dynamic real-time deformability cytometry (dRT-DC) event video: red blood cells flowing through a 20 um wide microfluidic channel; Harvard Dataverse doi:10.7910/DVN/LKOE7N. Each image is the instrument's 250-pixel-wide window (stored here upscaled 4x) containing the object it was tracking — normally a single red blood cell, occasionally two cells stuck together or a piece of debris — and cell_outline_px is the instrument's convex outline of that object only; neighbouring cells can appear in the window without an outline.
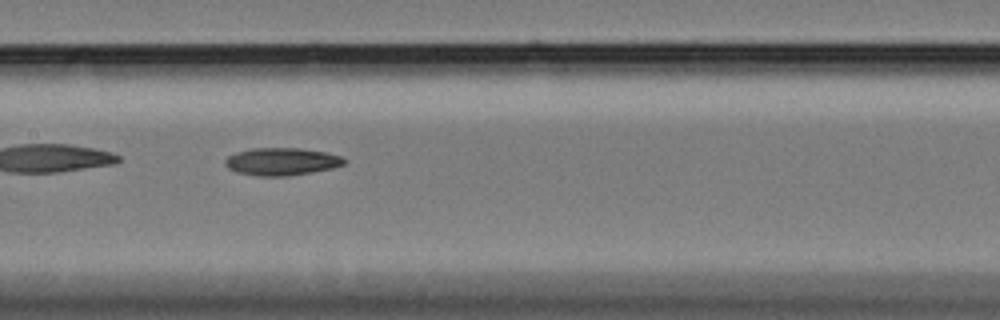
{"species": "Egyptian fruit bat (a non-hibernating species)", "species_latin": "Rousettus aegyptiacus", "temperature_condition": "cold", "stored_images_in_passage": 25, "camera_frame_rate_fps": 3000, "um_per_image_px": 0.085, "animal": {"sex": "female"}, "frame": {"image": 1, "passage_image": 11, "time_ms": 3.333, "image_size_px": [1000, 320], "cell_outline_px": [[348, 160], [344, 164], [332, 168], [312, 172], [288, 176], [260, 176], [236, 172], [228, 168], [224, 164], [224, 160], [228, 156], [236, 152], [252, 148], [300, 148], [324, 152], [340, 156]], "centroid_in_image_um": [23.92, 13.73], "position_along_channel_um": 183.5, "area_um2": 19.13}}
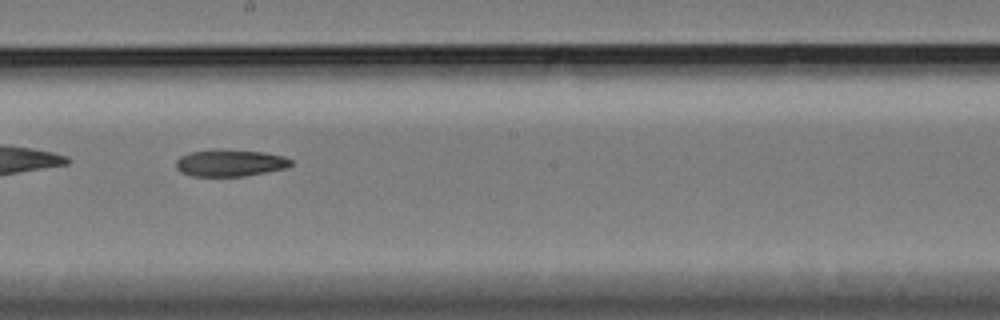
{"frame": {"image": 2, "passage_image": 15, "time_ms": 4.667, "image_size_px": [1000, 320], "cell_outline_px": [[292, 164], [284, 168], [244, 176], [192, 176], [180, 172], [176, 168], [176, 160], [180, 156], [192, 152], [212, 148], [220, 148], [264, 152], [284, 156], [292, 160]], "centroid_in_image_um": [19.51, 13.83], "position_along_channel_um": 228.7, "area_um2": 18.21}}
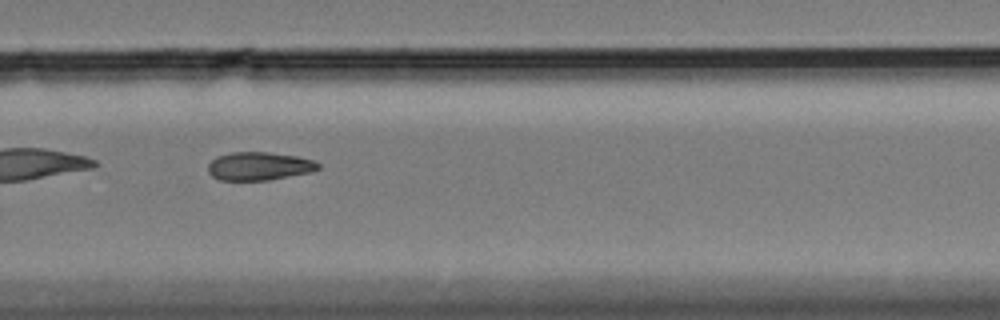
{"frame": {"image": 3, "passage_image": 22, "time_ms": 7.0, "image_size_px": [1000, 320], "cell_outline_px": [[320, 168], [308, 172], [268, 180], [220, 180], [212, 176], [208, 172], [208, 164], [216, 156], [232, 152], [268, 152], [296, 156], [312, 160], [320, 164]], "centroid_in_image_um": [21.98, 14.11], "position_along_channel_um": 307.8, "area_um2": 17.98}}